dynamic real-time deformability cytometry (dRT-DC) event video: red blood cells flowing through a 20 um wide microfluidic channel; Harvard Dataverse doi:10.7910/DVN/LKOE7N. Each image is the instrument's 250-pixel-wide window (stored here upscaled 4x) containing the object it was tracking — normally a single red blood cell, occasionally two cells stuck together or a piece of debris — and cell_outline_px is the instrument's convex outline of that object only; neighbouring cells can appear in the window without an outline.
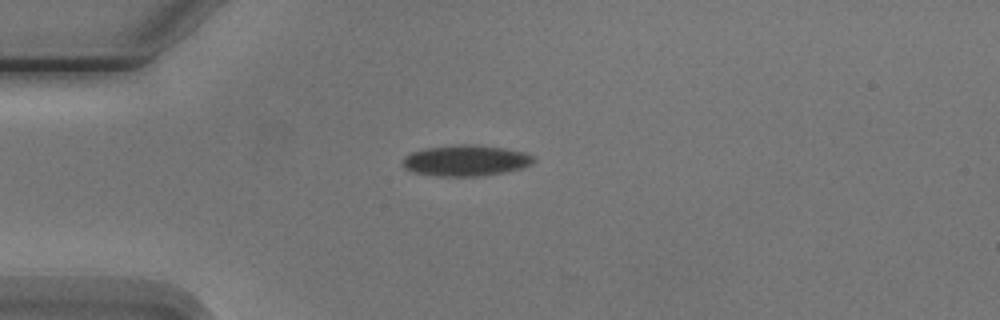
{"species": "Egyptian fruit bat (a non-hibernating species)", "species_latin": "Rousettus aegyptiacus", "temperature_condition": "cold", "stored_images_in_passage": 3, "camera_frame_rate_fps": 3000, "um_per_image_px": 0.085, "animal": {"sex": "male"}, "frame": {"image": 1, "passage_image": 1, "time_ms": 0.0, "image_size_px": [1000, 320], "cell_outline_px": [[536, 160], [532, 164], [520, 168], [504, 172], [484, 176], [436, 176], [412, 172], [404, 168], [400, 164], [404, 156], [408, 152], [424, 148], [460, 144], [476, 144], [504, 148], [524, 152], [536, 156]], "centroid_in_image_um": [39.55, 13.64], "position_along_channel_um": 45.4, "area_um2": 24.1}}
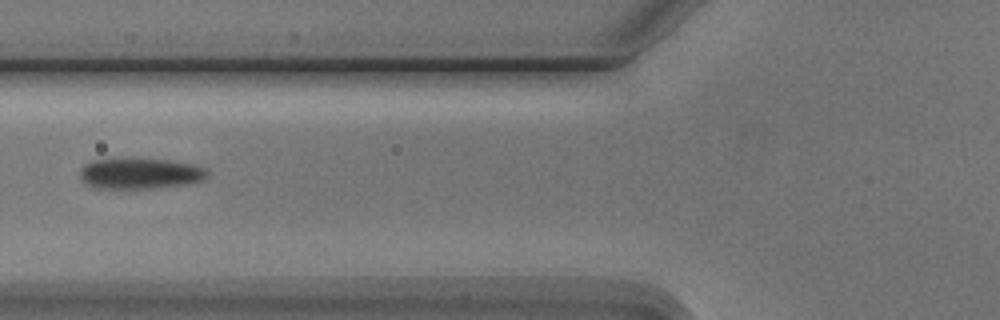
{"frame": {"image": 2, "passage_image": 3, "time_ms": 2.333, "image_size_px": [1000, 320], "cell_outline_px": [[208, 176], [204, 180], [188, 184], [156, 188], [96, 188], [88, 184], [80, 176], [80, 172], [84, 164], [96, 160], [168, 160], [192, 164], [204, 168], [208, 172]], "centroid_in_image_um": [11.97, 14.77], "position_along_channel_um": 113.8, "area_um2": 22.31}}